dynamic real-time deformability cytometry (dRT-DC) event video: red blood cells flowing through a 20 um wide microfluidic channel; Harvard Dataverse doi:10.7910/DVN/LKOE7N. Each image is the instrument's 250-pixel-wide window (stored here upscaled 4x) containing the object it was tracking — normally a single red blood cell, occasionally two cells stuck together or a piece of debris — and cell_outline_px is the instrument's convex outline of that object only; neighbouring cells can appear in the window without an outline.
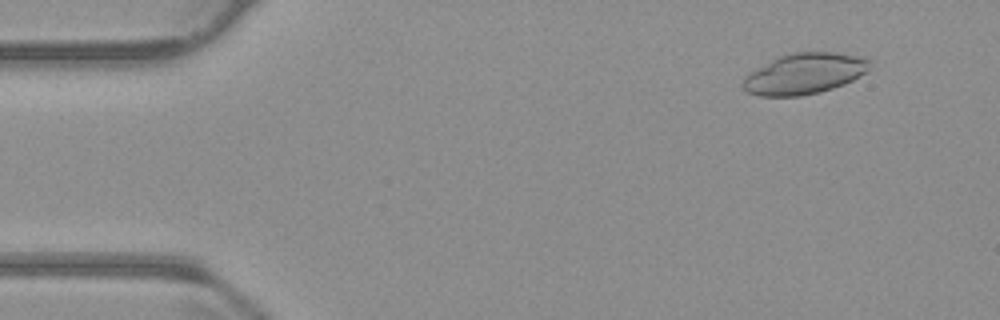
{"species": "common noctule bat (a hibernating species)", "species_latin": "Nyctalus noctula", "temperature_condition": "warm", "stored_images_in_passage": 54, "camera_frame_rate_fps": 3000, "um_per_image_px": 0.085, "animal": {"sex": "male", "body_mass_g": 23.1, "forearm_length_mm": 52.7}, "frame": {"image": 1, "passage_image": 5, "time_ms": 1.333, "image_size_px": [1000, 320], "cell_outline_px": [[872, 60], [868, 72], [844, 84], [820, 92], [800, 96], [760, 96], [748, 92], [740, 84], [744, 76], [748, 72], [780, 56], [792, 52], [836, 52], [864, 56]], "centroid_in_image_um": [68.4, 6.25], "position_along_channel_um": 16.6, "area_um2": 30.52}}